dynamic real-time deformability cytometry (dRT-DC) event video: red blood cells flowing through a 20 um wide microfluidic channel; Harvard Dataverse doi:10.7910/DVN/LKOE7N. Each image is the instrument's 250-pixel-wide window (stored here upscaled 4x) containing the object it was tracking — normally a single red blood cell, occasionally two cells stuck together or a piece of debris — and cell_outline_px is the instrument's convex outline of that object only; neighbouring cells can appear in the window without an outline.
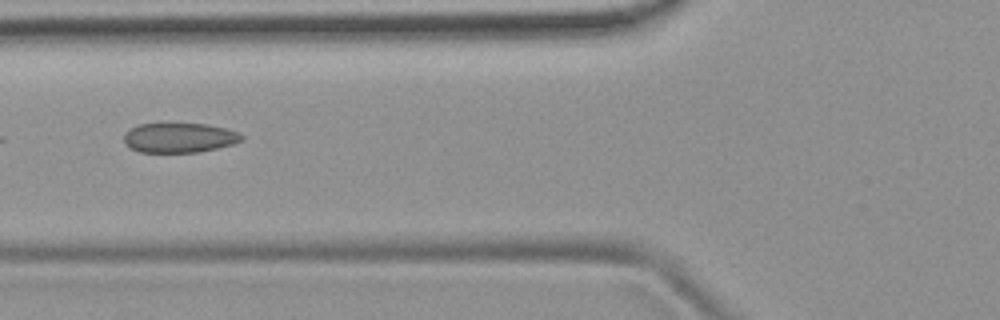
{"species": "common noctule bat (a hibernating species)", "species_latin": "Nyctalus noctula", "temperature_condition": "room temperature", "stored_images_in_passage": 8, "camera_frame_rate_fps": 3000, "um_per_image_px": 0.085, "animal": {"sex": "female", "body_mass_g": 19.9}, "frame": {"image": 1, "passage_image": 5, "time_ms": 6.0, "image_size_px": [1000, 320], "cell_outline_px": [[244, 140], [232, 144], [216, 148], [196, 152], [140, 152], [124, 144], [124, 136], [132, 128], [140, 124], [204, 124], [224, 128], [236, 132], [244, 136]], "centroid_in_image_um": [15.25, 11.71], "position_along_channel_um": 110.6, "area_um2": 20.0}}
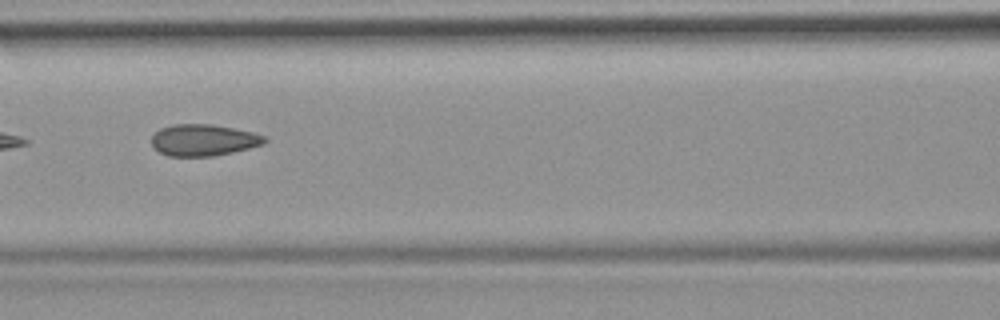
{"frame": {"image": 2, "passage_image": 6, "time_ms": 7.0, "image_size_px": [1000, 320], "cell_outline_px": [[268, 140], [264, 144], [232, 152], [212, 156], [168, 156], [160, 152], [152, 144], [152, 136], [160, 128], [172, 124], [212, 124], [252, 132], [264, 136]], "centroid_in_image_um": [17.29, 11.9], "position_along_channel_um": 149.3, "area_um2": 20.63}}
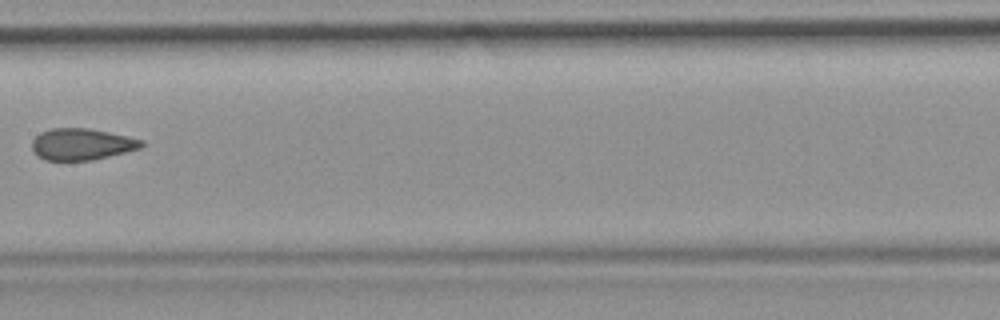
{"frame": {"image": 3, "passage_image": 7, "time_ms": 8.333, "image_size_px": [1000, 320], "cell_outline_px": [[144, 144], [140, 148], [92, 160], [44, 160], [36, 156], [32, 148], [32, 140], [40, 132], [52, 128], [88, 128], [128, 136], [144, 140]], "centroid_in_image_um": [6.92, 12.25], "position_along_channel_um": 200.5, "area_um2": 20.11}}